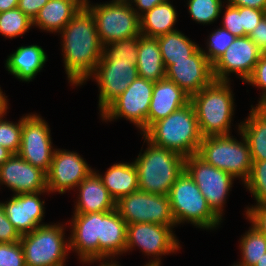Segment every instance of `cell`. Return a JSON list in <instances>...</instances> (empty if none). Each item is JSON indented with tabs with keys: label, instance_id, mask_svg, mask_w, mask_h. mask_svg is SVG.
Masks as SVG:
<instances>
[{
	"label": "cell",
	"instance_id": "6da1fadb",
	"mask_svg": "<svg viewBox=\"0 0 266 266\" xmlns=\"http://www.w3.org/2000/svg\"><path fill=\"white\" fill-rule=\"evenodd\" d=\"M59 34L68 82L81 86L94 72L104 49L94 15L83 5Z\"/></svg>",
	"mask_w": 266,
	"mask_h": 266
},
{
	"label": "cell",
	"instance_id": "7a4b0ae2",
	"mask_svg": "<svg viewBox=\"0 0 266 266\" xmlns=\"http://www.w3.org/2000/svg\"><path fill=\"white\" fill-rule=\"evenodd\" d=\"M142 136L154 145L179 153L184 158L197 154L203 138L191 102L153 123Z\"/></svg>",
	"mask_w": 266,
	"mask_h": 266
},
{
	"label": "cell",
	"instance_id": "3957f363",
	"mask_svg": "<svg viewBox=\"0 0 266 266\" xmlns=\"http://www.w3.org/2000/svg\"><path fill=\"white\" fill-rule=\"evenodd\" d=\"M230 81H213L190 97L202 137L230 135L234 94Z\"/></svg>",
	"mask_w": 266,
	"mask_h": 266
},
{
	"label": "cell",
	"instance_id": "277c9868",
	"mask_svg": "<svg viewBox=\"0 0 266 266\" xmlns=\"http://www.w3.org/2000/svg\"><path fill=\"white\" fill-rule=\"evenodd\" d=\"M143 138L148 147L133 162L138 171L139 190L168 195L176 179L185 170V158Z\"/></svg>",
	"mask_w": 266,
	"mask_h": 266
},
{
	"label": "cell",
	"instance_id": "5b68a950",
	"mask_svg": "<svg viewBox=\"0 0 266 266\" xmlns=\"http://www.w3.org/2000/svg\"><path fill=\"white\" fill-rule=\"evenodd\" d=\"M168 198L176 226L188 222L196 228L213 230L222 223L185 170L172 185Z\"/></svg>",
	"mask_w": 266,
	"mask_h": 266
},
{
	"label": "cell",
	"instance_id": "8992f818",
	"mask_svg": "<svg viewBox=\"0 0 266 266\" xmlns=\"http://www.w3.org/2000/svg\"><path fill=\"white\" fill-rule=\"evenodd\" d=\"M242 142L230 135L203 137L197 155L210 165L224 170L244 184L250 175L253 160L249 144L239 130Z\"/></svg>",
	"mask_w": 266,
	"mask_h": 266
},
{
	"label": "cell",
	"instance_id": "52a82bcc",
	"mask_svg": "<svg viewBox=\"0 0 266 266\" xmlns=\"http://www.w3.org/2000/svg\"><path fill=\"white\" fill-rule=\"evenodd\" d=\"M64 225L45 224L20 238L26 266H65L70 253ZM66 239V240H65Z\"/></svg>",
	"mask_w": 266,
	"mask_h": 266
},
{
	"label": "cell",
	"instance_id": "ba28073f",
	"mask_svg": "<svg viewBox=\"0 0 266 266\" xmlns=\"http://www.w3.org/2000/svg\"><path fill=\"white\" fill-rule=\"evenodd\" d=\"M84 5L94 15L99 40L103 46L125 38L141 35L140 17L131 4L107 3Z\"/></svg>",
	"mask_w": 266,
	"mask_h": 266
},
{
	"label": "cell",
	"instance_id": "9c48e42d",
	"mask_svg": "<svg viewBox=\"0 0 266 266\" xmlns=\"http://www.w3.org/2000/svg\"><path fill=\"white\" fill-rule=\"evenodd\" d=\"M154 82L137 77L102 113L103 121L125 118L133 123L141 135L148 129V113Z\"/></svg>",
	"mask_w": 266,
	"mask_h": 266
},
{
	"label": "cell",
	"instance_id": "30bf717a",
	"mask_svg": "<svg viewBox=\"0 0 266 266\" xmlns=\"http://www.w3.org/2000/svg\"><path fill=\"white\" fill-rule=\"evenodd\" d=\"M115 209L127 225L156 223L164 226H176L168 195L137 190L119 198L115 203Z\"/></svg>",
	"mask_w": 266,
	"mask_h": 266
},
{
	"label": "cell",
	"instance_id": "8fae6325",
	"mask_svg": "<svg viewBox=\"0 0 266 266\" xmlns=\"http://www.w3.org/2000/svg\"><path fill=\"white\" fill-rule=\"evenodd\" d=\"M174 227L176 226L156 223L128 224L125 253L138 247L144 255L153 257L144 266H161L162 255L180 251V242L173 232Z\"/></svg>",
	"mask_w": 266,
	"mask_h": 266
},
{
	"label": "cell",
	"instance_id": "7c38bea8",
	"mask_svg": "<svg viewBox=\"0 0 266 266\" xmlns=\"http://www.w3.org/2000/svg\"><path fill=\"white\" fill-rule=\"evenodd\" d=\"M185 171L197 184L212 211L223 220V208L235 178L210 165L197 154L185 158Z\"/></svg>",
	"mask_w": 266,
	"mask_h": 266
},
{
	"label": "cell",
	"instance_id": "4fadbf2b",
	"mask_svg": "<svg viewBox=\"0 0 266 266\" xmlns=\"http://www.w3.org/2000/svg\"><path fill=\"white\" fill-rule=\"evenodd\" d=\"M136 63L131 59H100L89 78L98 84L101 113L138 77Z\"/></svg>",
	"mask_w": 266,
	"mask_h": 266
},
{
	"label": "cell",
	"instance_id": "5bb4252c",
	"mask_svg": "<svg viewBox=\"0 0 266 266\" xmlns=\"http://www.w3.org/2000/svg\"><path fill=\"white\" fill-rule=\"evenodd\" d=\"M50 133L48 123L40 114L31 113L23 116L21 147L18 154L23 160L40 168L46 174L50 169L55 150Z\"/></svg>",
	"mask_w": 266,
	"mask_h": 266
},
{
	"label": "cell",
	"instance_id": "9a60e30c",
	"mask_svg": "<svg viewBox=\"0 0 266 266\" xmlns=\"http://www.w3.org/2000/svg\"><path fill=\"white\" fill-rule=\"evenodd\" d=\"M262 53L248 36L236 37L225 53L212 64L214 80L229 82V75L234 73L245 83Z\"/></svg>",
	"mask_w": 266,
	"mask_h": 266
},
{
	"label": "cell",
	"instance_id": "2e32d148",
	"mask_svg": "<svg viewBox=\"0 0 266 266\" xmlns=\"http://www.w3.org/2000/svg\"><path fill=\"white\" fill-rule=\"evenodd\" d=\"M92 171L86 160L79 153L65 149H55L47 175L49 193H66L74 190Z\"/></svg>",
	"mask_w": 266,
	"mask_h": 266
},
{
	"label": "cell",
	"instance_id": "e0dca14e",
	"mask_svg": "<svg viewBox=\"0 0 266 266\" xmlns=\"http://www.w3.org/2000/svg\"><path fill=\"white\" fill-rule=\"evenodd\" d=\"M71 218L69 248L79 256L80 262H99V239L101 238V212L73 214Z\"/></svg>",
	"mask_w": 266,
	"mask_h": 266
},
{
	"label": "cell",
	"instance_id": "ac0fdd59",
	"mask_svg": "<svg viewBox=\"0 0 266 266\" xmlns=\"http://www.w3.org/2000/svg\"><path fill=\"white\" fill-rule=\"evenodd\" d=\"M165 78L176 83L190 97L214 81L212 64L201 47L187 60L174 61Z\"/></svg>",
	"mask_w": 266,
	"mask_h": 266
},
{
	"label": "cell",
	"instance_id": "d6986e66",
	"mask_svg": "<svg viewBox=\"0 0 266 266\" xmlns=\"http://www.w3.org/2000/svg\"><path fill=\"white\" fill-rule=\"evenodd\" d=\"M3 184L10 188L14 195L48 192L46 173L23 160L19 154H12L0 166V186Z\"/></svg>",
	"mask_w": 266,
	"mask_h": 266
},
{
	"label": "cell",
	"instance_id": "ffe728a7",
	"mask_svg": "<svg viewBox=\"0 0 266 266\" xmlns=\"http://www.w3.org/2000/svg\"><path fill=\"white\" fill-rule=\"evenodd\" d=\"M42 193L49 194V192L13 194L5 203L1 202L8 220L20 236L45 225L42 222L45 216V200L40 199Z\"/></svg>",
	"mask_w": 266,
	"mask_h": 266
},
{
	"label": "cell",
	"instance_id": "44dd1931",
	"mask_svg": "<svg viewBox=\"0 0 266 266\" xmlns=\"http://www.w3.org/2000/svg\"><path fill=\"white\" fill-rule=\"evenodd\" d=\"M189 102L190 96L176 83L166 78L155 82L148 113V128Z\"/></svg>",
	"mask_w": 266,
	"mask_h": 266
},
{
	"label": "cell",
	"instance_id": "7402d4cb",
	"mask_svg": "<svg viewBox=\"0 0 266 266\" xmlns=\"http://www.w3.org/2000/svg\"><path fill=\"white\" fill-rule=\"evenodd\" d=\"M126 233L127 223L116 209L110 212H101V238H98L99 262L107 259V261H113L115 256L118 257L125 253Z\"/></svg>",
	"mask_w": 266,
	"mask_h": 266
},
{
	"label": "cell",
	"instance_id": "603a6c76",
	"mask_svg": "<svg viewBox=\"0 0 266 266\" xmlns=\"http://www.w3.org/2000/svg\"><path fill=\"white\" fill-rule=\"evenodd\" d=\"M97 172L92 171L77 186L79 194L73 214L110 212L115 209L116 202L103 185Z\"/></svg>",
	"mask_w": 266,
	"mask_h": 266
},
{
	"label": "cell",
	"instance_id": "cb8c5ba5",
	"mask_svg": "<svg viewBox=\"0 0 266 266\" xmlns=\"http://www.w3.org/2000/svg\"><path fill=\"white\" fill-rule=\"evenodd\" d=\"M47 58L39 45L21 46L8 56L5 67L18 80L30 82L42 70Z\"/></svg>",
	"mask_w": 266,
	"mask_h": 266
},
{
	"label": "cell",
	"instance_id": "d4e9b609",
	"mask_svg": "<svg viewBox=\"0 0 266 266\" xmlns=\"http://www.w3.org/2000/svg\"><path fill=\"white\" fill-rule=\"evenodd\" d=\"M83 5V0H49L32 24L42 31L60 33Z\"/></svg>",
	"mask_w": 266,
	"mask_h": 266
},
{
	"label": "cell",
	"instance_id": "484cf974",
	"mask_svg": "<svg viewBox=\"0 0 266 266\" xmlns=\"http://www.w3.org/2000/svg\"><path fill=\"white\" fill-rule=\"evenodd\" d=\"M246 138L253 161L266 160V106H253L249 116L238 125Z\"/></svg>",
	"mask_w": 266,
	"mask_h": 266
},
{
	"label": "cell",
	"instance_id": "4316f807",
	"mask_svg": "<svg viewBox=\"0 0 266 266\" xmlns=\"http://www.w3.org/2000/svg\"><path fill=\"white\" fill-rule=\"evenodd\" d=\"M137 53L136 67L139 77L154 83L165 79L166 68L157 38L139 35Z\"/></svg>",
	"mask_w": 266,
	"mask_h": 266
},
{
	"label": "cell",
	"instance_id": "83f0119b",
	"mask_svg": "<svg viewBox=\"0 0 266 266\" xmlns=\"http://www.w3.org/2000/svg\"><path fill=\"white\" fill-rule=\"evenodd\" d=\"M97 174L115 202L119 198L139 190L138 171L133 162H118L108 168L104 176Z\"/></svg>",
	"mask_w": 266,
	"mask_h": 266
},
{
	"label": "cell",
	"instance_id": "f1b7e54d",
	"mask_svg": "<svg viewBox=\"0 0 266 266\" xmlns=\"http://www.w3.org/2000/svg\"><path fill=\"white\" fill-rule=\"evenodd\" d=\"M170 0H166L140 16L141 35L158 37L176 31L178 13Z\"/></svg>",
	"mask_w": 266,
	"mask_h": 266
},
{
	"label": "cell",
	"instance_id": "f546056e",
	"mask_svg": "<svg viewBox=\"0 0 266 266\" xmlns=\"http://www.w3.org/2000/svg\"><path fill=\"white\" fill-rule=\"evenodd\" d=\"M160 46V52L165 68L174 61L187 60L200 46L190 40L180 30L156 37Z\"/></svg>",
	"mask_w": 266,
	"mask_h": 266
},
{
	"label": "cell",
	"instance_id": "4dcf8cb0",
	"mask_svg": "<svg viewBox=\"0 0 266 266\" xmlns=\"http://www.w3.org/2000/svg\"><path fill=\"white\" fill-rule=\"evenodd\" d=\"M239 249L241 260L232 266H254L266 253V236L250 226L241 236Z\"/></svg>",
	"mask_w": 266,
	"mask_h": 266
},
{
	"label": "cell",
	"instance_id": "1f68e13d",
	"mask_svg": "<svg viewBox=\"0 0 266 266\" xmlns=\"http://www.w3.org/2000/svg\"><path fill=\"white\" fill-rule=\"evenodd\" d=\"M32 26V19L18 7L0 13V34L6 38L23 36Z\"/></svg>",
	"mask_w": 266,
	"mask_h": 266
},
{
	"label": "cell",
	"instance_id": "d6a6232c",
	"mask_svg": "<svg viewBox=\"0 0 266 266\" xmlns=\"http://www.w3.org/2000/svg\"><path fill=\"white\" fill-rule=\"evenodd\" d=\"M188 12L199 24H213L221 15L225 3L222 0H187ZM223 2V3H222ZM223 4V5H222Z\"/></svg>",
	"mask_w": 266,
	"mask_h": 266
},
{
	"label": "cell",
	"instance_id": "836d02e7",
	"mask_svg": "<svg viewBox=\"0 0 266 266\" xmlns=\"http://www.w3.org/2000/svg\"><path fill=\"white\" fill-rule=\"evenodd\" d=\"M244 186L253 195L257 205H266V160L253 161Z\"/></svg>",
	"mask_w": 266,
	"mask_h": 266
},
{
	"label": "cell",
	"instance_id": "e575fe53",
	"mask_svg": "<svg viewBox=\"0 0 266 266\" xmlns=\"http://www.w3.org/2000/svg\"><path fill=\"white\" fill-rule=\"evenodd\" d=\"M6 114L7 111L0 113V146L6 148L12 154H18L21 147L23 117L18 120V123H13L3 118Z\"/></svg>",
	"mask_w": 266,
	"mask_h": 266
},
{
	"label": "cell",
	"instance_id": "d590c367",
	"mask_svg": "<svg viewBox=\"0 0 266 266\" xmlns=\"http://www.w3.org/2000/svg\"><path fill=\"white\" fill-rule=\"evenodd\" d=\"M208 37L206 42L207 50L203 48H201V50L211 64L225 53L226 49L230 47L236 38V36L222 27L214 30Z\"/></svg>",
	"mask_w": 266,
	"mask_h": 266
},
{
	"label": "cell",
	"instance_id": "8d00e7d4",
	"mask_svg": "<svg viewBox=\"0 0 266 266\" xmlns=\"http://www.w3.org/2000/svg\"><path fill=\"white\" fill-rule=\"evenodd\" d=\"M138 36L125 38L105 45L101 59H131L138 60Z\"/></svg>",
	"mask_w": 266,
	"mask_h": 266
},
{
	"label": "cell",
	"instance_id": "74e56055",
	"mask_svg": "<svg viewBox=\"0 0 266 266\" xmlns=\"http://www.w3.org/2000/svg\"><path fill=\"white\" fill-rule=\"evenodd\" d=\"M0 266H26L20 241L0 243Z\"/></svg>",
	"mask_w": 266,
	"mask_h": 266
},
{
	"label": "cell",
	"instance_id": "f35d334b",
	"mask_svg": "<svg viewBox=\"0 0 266 266\" xmlns=\"http://www.w3.org/2000/svg\"><path fill=\"white\" fill-rule=\"evenodd\" d=\"M247 84L262 89L260 99L256 106H266V53L263 52L250 77L246 80Z\"/></svg>",
	"mask_w": 266,
	"mask_h": 266
},
{
	"label": "cell",
	"instance_id": "ab89813d",
	"mask_svg": "<svg viewBox=\"0 0 266 266\" xmlns=\"http://www.w3.org/2000/svg\"><path fill=\"white\" fill-rule=\"evenodd\" d=\"M222 28L227 29L236 37H244V28L241 21V7L226 4L224 9Z\"/></svg>",
	"mask_w": 266,
	"mask_h": 266
},
{
	"label": "cell",
	"instance_id": "60d3db41",
	"mask_svg": "<svg viewBox=\"0 0 266 266\" xmlns=\"http://www.w3.org/2000/svg\"><path fill=\"white\" fill-rule=\"evenodd\" d=\"M266 16V11L250 7H241V21L244 28V36H248L258 23Z\"/></svg>",
	"mask_w": 266,
	"mask_h": 266
},
{
	"label": "cell",
	"instance_id": "b9f144b4",
	"mask_svg": "<svg viewBox=\"0 0 266 266\" xmlns=\"http://www.w3.org/2000/svg\"><path fill=\"white\" fill-rule=\"evenodd\" d=\"M246 216L259 233L266 236V205H252L246 207Z\"/></svg>",
	"mask_w": 266,
	"mask_h": 266
},
{
	"label": "cell",
	"instance_id": "7bdbcfd3",
	"mask_svg": "<svg viewBox=\"0 0 266 266\" xmlns=\"http://www.w3.org/2000/svg\"><path fill=\"white\" fill-rule=\"evenodd\" d=\"M21 236L15 230L0 202V243H15L20 241Z\"/></svg>",
	"mask_w": 266,
	"mask_h": 266
},
{
	"label": "cell",
	"instance_id": "ee69618b",
	"mask_svg": "<svg viewBox=\"0 0 266 266\" xmlns=\"http://www.w3.org/2000/svg\"><path fill=\"white\" fill-rule=\"evenodd\" d=\"M248 37L263 52H266V16L258 23Z\"/></svg>",
	"mask_w": 266,
	"mask_h": 266
},
{
	"label": "cell",
	"instance_id": "f6af8a7d",
	"mask_svg": "<svg viewBox=\"0 0 266 266\" xmlns=\"http://www.w3.org/2000/svg\"><path fill=\"white\" fill-rule=\"evenodd\" d=\"M49 0H19L18 8L27 15L30 19H34L39 10Z\"/></svg>",
	"mask_w": 266,
	"mask_h": 266
},
{
	"label": "cell",
	"instance_id": "bcb514c9",
	"mask_svg": "<svg viewBox=\"0 0 266 266\" xmlns=\"http://www.w3.org/2000/svg\"><path fill=\"white\" fill-rule=\"evenodd\" d=\"M166 0H132L131 5H134L136 8L133 7L137 15L140 17L145 12L151 10L154 6L163 3ZM134 3V4H132Z\"/></svg>",
	"mask_w": 266,
	"mask_h": 266
},
{
	"label": "cell",
	"instance_id": "7dc6e473",
	"mask_svg": "<svg viewBox=\"0 0 266 266\" xmlns=\"http://www.w3.org/2000/svg\"><path fill=\"white\" fill-rule=\"evenodd\" d=\"M225 3L236 7H250L266 11V0H227Z\"/></svg>",
	"mask_w": 266,
	"mask_h": 266
},
{
	"label": "cell",
	"instance_id": "c3c4849f",
	"mask_svg": "<svg viewBox=\"0 0 266 266\" xmlns=\"http://www.w3.org/2000/svg\"><path fill=\"white\" fill-rule=\"evenodd\" d=\"M19 0H0V13L18 7Z\"/></svg>",
	"mask_w": 266,
	"mask_h": 266
},
{
	"label": "cell",
	"instance_id": "681fc988",
	"mask_svg": "<svg viewBox=\"0 0 266 266\" xmlns=\"http://www.w3.org/2000/svg\"><path fill=\"white\" fill-rule=\"evenodd\" d=\"M7 96H5V93H3V91L1 90L0 87V113L7 111L8 109V100H7Z\"/></svg>",
	"mask_w": 266,
	"mask_h": 266
},
{
	"label": "cell",
	"instance_id": "f907efd6",
	"mask_svg": "<svg viewBox=\"0 0 266 266\" xmlns=\"http://www.w3.org/2000/svg\"><path fill=\"white\" fill-rule=\"evenodd\" d=\"M12 153L6 148L0 146V166L9 159Z\"/></svg>",
	"mask_w": 266,
	"mask_h": 266
},
{
	"label": "cell",
	"instance_id": "816d5d0a",
	"mask_svg": "<svg viewBox=\"0 0 266 266\" xmlns=\"http://www.w3.org/2000/svg\"><path fill=\"white\" fill-rule=\"evenodd\" d=\"M98 263H100L98 266H119V264H118V262L116 261V260H114V261H100V262H98Z\"/></svg>",
	"mask_w": 266,
	"mask_h": 266
},
{
	"label": "cell",
	"instance_id": "f5cc1de1",
	"mask_svg": "<svg viewBox=\"0 0 266 266\" xmlns=\"http://www.w3.org/2000/svg\"><path fill=\"white\" fill-rule=\"evenodd\" d=\"M254 266H266V253L263 254L262 258Z\"/></svg>",
	"mask_w": 266,
	"mask_h": 266
},
{
	"label": "cell",
	"instance_id": "db71d44e",
	"mask_svg": "<svg viewBox=\"0 0 266 266\" xmlns=\"http://www.w3.org/2000/svg\"><path fill=\"white\" fill-rule=\"evenodd\" d=\"M132 0H112L107 3L131 4Z\"/></svg>",
	"mask_w": 266,
	"mask_h": 266
}]
</instances>
